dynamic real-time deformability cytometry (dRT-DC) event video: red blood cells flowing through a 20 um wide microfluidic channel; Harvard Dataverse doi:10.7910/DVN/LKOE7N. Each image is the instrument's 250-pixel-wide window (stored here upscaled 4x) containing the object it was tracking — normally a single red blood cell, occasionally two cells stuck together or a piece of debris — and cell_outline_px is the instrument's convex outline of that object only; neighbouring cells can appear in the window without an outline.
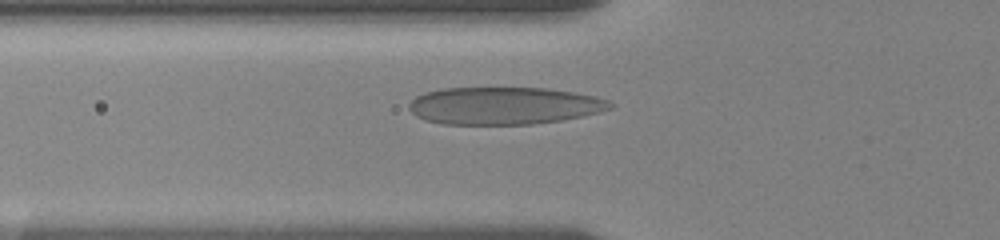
{"species": "human", "species_latin": "Homo sapiens", "temperature_condition": "room temperature", "stored_images_in_passage": 3, "camera_frame_rate_fps": 3000, "um_per_image_px": 0.085, "donor": {"sex": "female"}, "frame": {"image": 1, "passage_image": 2, "time_ms": 0.333, "image_size_px": [1000, 240], "cell_outline_px": [[612, 108], [600, 112], [560, 120], [532, 124], [440, 124], [424, 120], [416, 116], [408, 108], [408, 104], [416, 96], [424, 92], [440, 88], [544, 88], [572, 92], [596, 96], [608, 100], [612, 104]], "centroid_in_image_um": [42.79, 8.98], "position_along_channel_um": 83.0, "area_um2": 43.87}}